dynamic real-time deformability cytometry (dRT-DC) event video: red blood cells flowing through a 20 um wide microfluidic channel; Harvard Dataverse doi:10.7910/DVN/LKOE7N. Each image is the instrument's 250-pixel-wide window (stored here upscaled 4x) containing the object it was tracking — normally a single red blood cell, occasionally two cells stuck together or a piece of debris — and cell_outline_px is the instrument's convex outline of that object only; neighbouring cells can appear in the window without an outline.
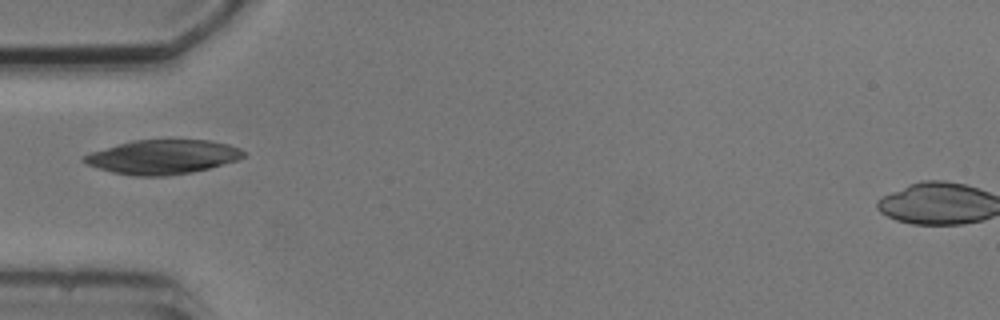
{"species": "common noctule bat (a hibernating species)", "species_latin": "Nyctalus noctula", "temperature_condition": "cold", "stored_images_in_passage": 2, "camera_frame_rate_fps": 3000, "um_per_image_px": 0.085, "animal": {"sex": "male", "body_mass_g": 20.5, "forearm_length_mm": 52.5}, "frame": {"image": 1, "passage_image": 1, "time_ms": 0.0, "image_size_px": [1000, 320], "cell_outline_px": [[248, 152], [244, 156], [236, 160], [208, 168], [192, 172], [164, 176], [132, 176], [112, 172], [88, 164], [80, 160], [80, 156], [92, 152], [132, 140], [212, 140], [228, 144], [240, 148]], "centroid_in_image_um": [13.83, 13.34], "position_along_channel_um": 71.2, "area_um2": 31.73}}